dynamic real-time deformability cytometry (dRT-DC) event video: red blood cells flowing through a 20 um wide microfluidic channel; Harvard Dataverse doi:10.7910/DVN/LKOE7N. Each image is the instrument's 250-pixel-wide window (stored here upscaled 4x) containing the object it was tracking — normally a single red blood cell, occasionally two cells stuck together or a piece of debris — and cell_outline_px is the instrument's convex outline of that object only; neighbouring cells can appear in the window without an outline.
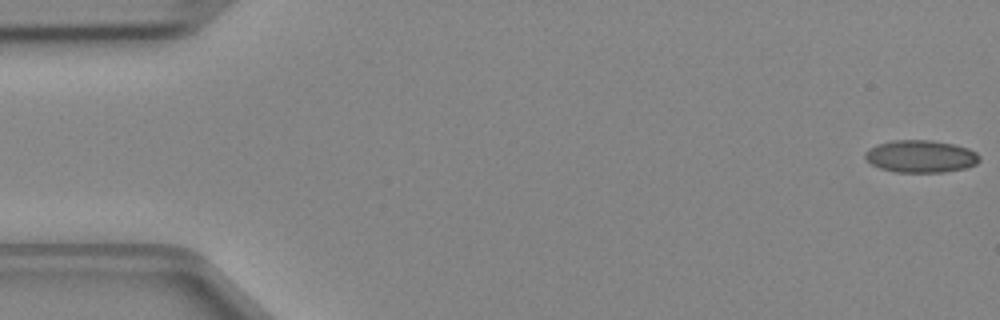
{"species": "Egyptian fruit bat (a non-hibernating species)", "species_latin": "Rousettus aegyptiacus", "temperature_condition": "cold", "stored_images_in_passage": 48, "camera_frame_rate_fps": 3000, "um_per_image_px": 0.085, "animal": {"sex": "female"}, "frame": {"image": 1, "passage_image": 1, "time_ms": 0.0, "image_size_px": [1000, 320], "cell_outline_px": [[980, 160], [976, 164], [964, 168], [944, 172], [896, 172], [880, 168], [872, 164], [864, 156], [864, 152], [868, 148], [876, 144], [892, 140], [932, 140], [952, 144], [968, 148], [976, 152], [980, 156]], "centroid_in_image_um": [78.25, 13.28], "position_along_channel_um": 6.8, "area_um2": 21.62}}
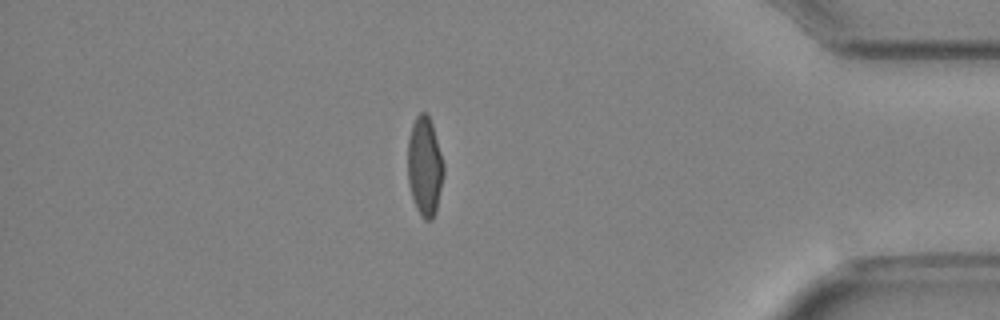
{"frame": {"image": 2, "passage_image": 41, "time_ms": 13.333, "image_size_px": [1000, 320], "cell_outline_px": [[444, 172], [436, 212], [432, 220], [424, 220], [416, 208], [408, 184], [408, 136], [412, 124], [416, 116], [420, 112], [428, 112], [432, 124], [444, 164]], "centroid_in_image_um": [36.1, 14.13], "position_along_channel_um": 399.1, "area_um2": 20.87}}
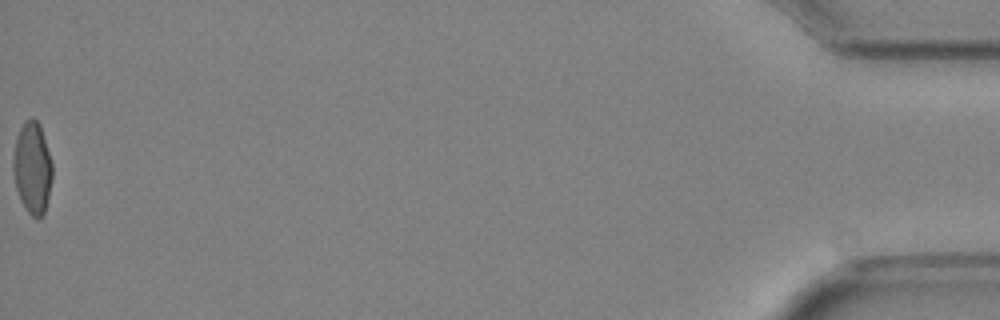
{"frame": {"image": 3, "passage_image": 48, "time_ms": 15.667, "image_size_px": [1000, 320], "cell_outline_px": [[52, 176], [48, 196], [44, 212], [36, 220], [24, 208], [20, 200], [16, 188], [12, 172], [12, 156], [16, 140], [20, 128], [24, 120], [32, 116], [40, 124], [52, 164]], "centroid_in_image_um": [2.72, 14.25], "position_along_channel_um": 432.5, "area_um2": 21.04}}